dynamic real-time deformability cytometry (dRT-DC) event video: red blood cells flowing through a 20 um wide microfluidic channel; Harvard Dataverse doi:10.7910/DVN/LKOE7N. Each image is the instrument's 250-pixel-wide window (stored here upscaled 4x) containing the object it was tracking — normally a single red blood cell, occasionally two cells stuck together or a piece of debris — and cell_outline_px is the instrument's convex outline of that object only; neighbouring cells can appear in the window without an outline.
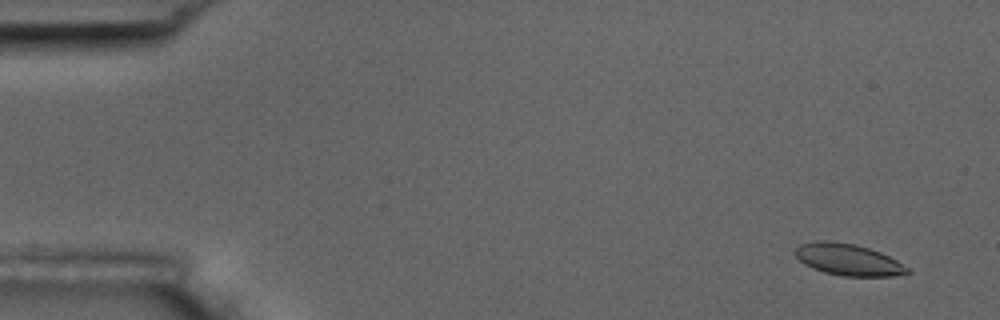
{"species": "common noctule bat (a hibernating species)", "species_latin": "Nyctalus noctula", "temperature_condition": "room temperature", "stored_images_in_passage": 6, "camera_frame_rate_fps": 3000, "um_per_image_px": 0.085, "animal": {"sex": "male", "body_mass_g": 17.5, "forearm_length_mm": 52.3}, "frame": {"image": 1, "passage_image": 2, "time_ms": 0.333, "image_size_px": [1000, 320], "cell_outline_px": [[912, 272], [896, 276], [844, 276], [824, 272], [812, 268], [804, 264], [796, 256], [796, 248], [800, 244], [816, 240], [828, 240], [856, 244], [880, 252], [896, 260], [908, 268]], "centroid_in_image_um": [72.09, 22.06], "position_along_channel_um": 12.9, "area_um2": 20.63}}